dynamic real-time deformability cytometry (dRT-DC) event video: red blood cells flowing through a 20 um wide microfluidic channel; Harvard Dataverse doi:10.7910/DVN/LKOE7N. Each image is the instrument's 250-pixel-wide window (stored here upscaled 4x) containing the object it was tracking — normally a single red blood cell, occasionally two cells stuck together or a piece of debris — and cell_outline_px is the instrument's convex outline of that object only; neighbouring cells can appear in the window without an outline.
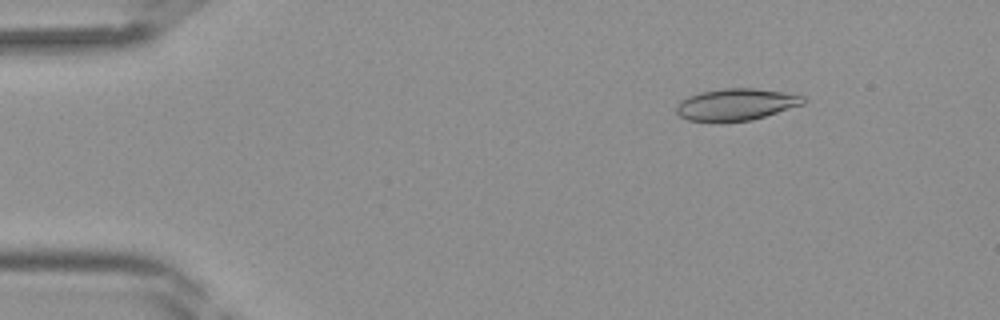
{"species": "Egyptian fruit bat (a non-hibernating species)", "species_latin": "Rousettus aegyptiacus", "temperature_condition": "room temperature", "stored_images_in_passage": 36, "camera_frame_rate_fps": 3000, "um_per_image_px": 0.085, "frame": {"image": 1, "passage_image": 1, "time_ms": 0.0, "image_size_px": [1000, 320], "cell_outline_px": [[804, 104], [752, 120], [688, 120], [680, 116], [676, 112], [676, 108], [680, 100], [688, 96], [700, 92], [724, 88], [756, 88], [804, 96]], "centroid_in_image_um": [62.56, 8.86], "position_along_channel_um": 22.4, "area_um2": 23.0}}
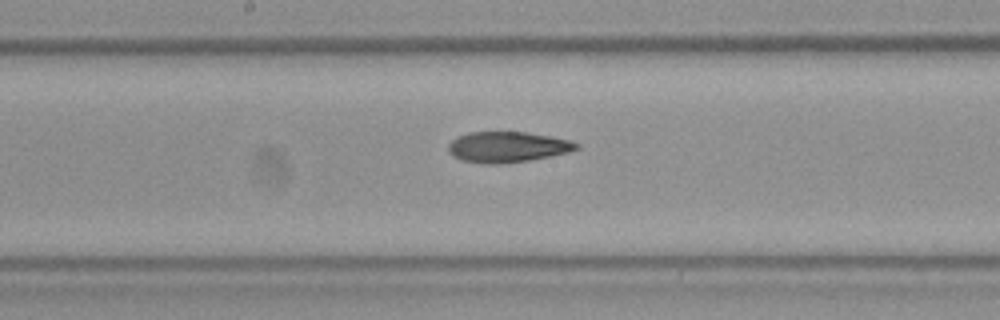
{"frame": {"image": 2, "passage_image": 17, "time_ms": 5.333, "image_size_px": [1000, 320], "cell_outline_px": [[580, 148], [568, 152], [528, 160], [500, 164], [480, 164], [460, 160], [452, 156], [448, 152], [448, 144], [452, 140], [468, 132], [528, 132], [552, 136], [572, 140], [580, 144]], "centroid_in_image_um": [43.13, 12.49], "position_along_channel_um": 205.1, "area_um2": 23.12}}
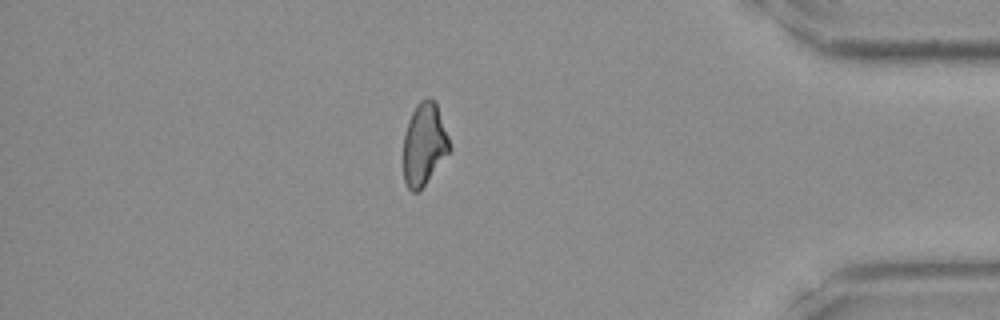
{"frame": {"image": 3, "passage_image": 31, "time_ms": 10.0, "image_size_px": [1000, 320], "cell_outline_px": [[452, 148], [420, 192], [412, 192], [408, 188], [404, 180], [404, 136], [408, 120], [416, 104], [420, 100], [428, 96], [436, 100]], "centroid_in_image_um": [36.07, 12.24], "position_along_channel_um": 399.1, "area_um2": 22.43}}